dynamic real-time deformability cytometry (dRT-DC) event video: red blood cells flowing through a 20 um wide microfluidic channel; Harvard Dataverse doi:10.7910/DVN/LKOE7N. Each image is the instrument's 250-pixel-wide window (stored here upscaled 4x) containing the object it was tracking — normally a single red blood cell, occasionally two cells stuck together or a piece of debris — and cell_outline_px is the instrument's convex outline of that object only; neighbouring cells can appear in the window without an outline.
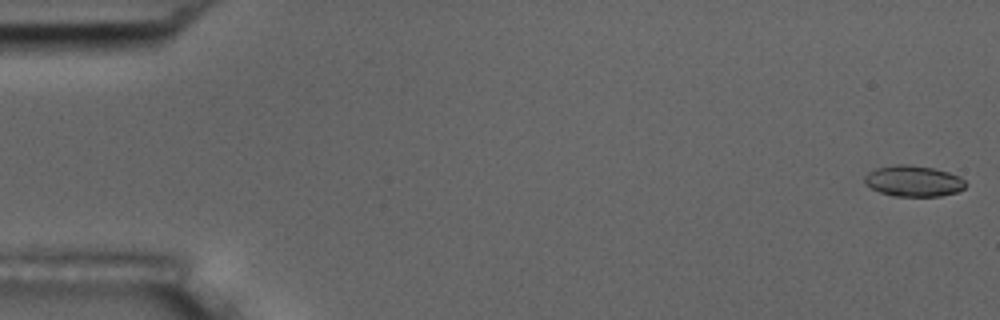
{"species": "common noctule bat (a hibernating species)", "species_latin": "Nyctalus noctula", "temperature_condition": "room temperature", "stored_images_in_passage": 9, "camera_frame_rate_fps": 3000, "um_per_image_px": 0.085, "animal": {"sex": "male", "body_mass_g": 17.5, "forearm_length_mm": 52.3}, "frame": {"image": 1, "passage_image": 1, "time_ms": 0.0, "image_size_px": [1000, 320], "cell_outline_px": [[968, 184], [964, 188], [956, 192], [940, 196], [892, 196], [880, 192], [864, 184], [864, 176], [868, 172], [876, 168], [896, 164], [908, 164], [932, 168], [948, 172], [960, 176]], "centroid_in_image_um": [77.63, 15.38], "position_along_channel_um": 7.4, "area_um2": 18.32}}